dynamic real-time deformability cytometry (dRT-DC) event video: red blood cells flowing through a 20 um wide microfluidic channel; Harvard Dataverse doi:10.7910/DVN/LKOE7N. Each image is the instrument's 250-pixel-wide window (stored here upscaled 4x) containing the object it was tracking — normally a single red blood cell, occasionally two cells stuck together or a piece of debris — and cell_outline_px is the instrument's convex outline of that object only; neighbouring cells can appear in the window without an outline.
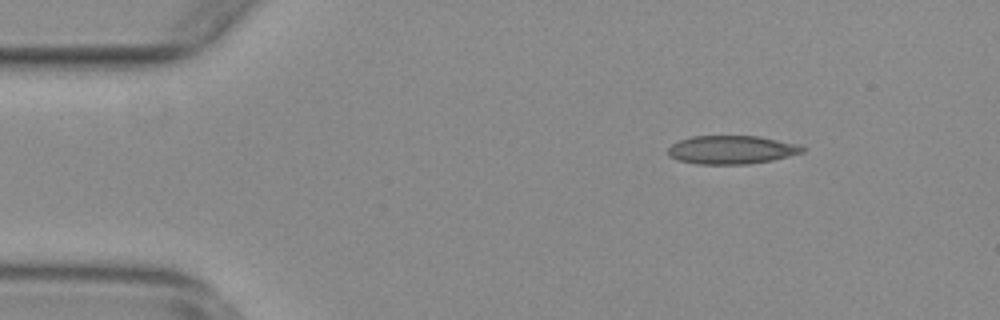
{"species": "common noctule bat (a hibernating species)", "species_latin": "Nyctalus noctula", "temperature_condition": "warm", "stored_images_in_passage": 11, "camera_frame_rate_fps": 3000, "um_per_image_px": 0.085, "animal": {"sex": "female", "body_mass_g": 29.2, "forearm_length_mm": 56.3}, "frame": {"image": 1, "passage_image": 2, "time_ms": 0.333, "image_size_px": [1000, 320], "cell_outline_px": [[808, 148], [804, 152], [772, 160], [748, 164], [696, 164], [676, 160], [668, 156], [668, 148], [672, 144], [680, 140], [692, 136], [760, 136], [796, 144]], "centroid_in_image_um": [62.17, 12.73], "position_along_channel_um": 22.8, "area_um2": 22.37}}